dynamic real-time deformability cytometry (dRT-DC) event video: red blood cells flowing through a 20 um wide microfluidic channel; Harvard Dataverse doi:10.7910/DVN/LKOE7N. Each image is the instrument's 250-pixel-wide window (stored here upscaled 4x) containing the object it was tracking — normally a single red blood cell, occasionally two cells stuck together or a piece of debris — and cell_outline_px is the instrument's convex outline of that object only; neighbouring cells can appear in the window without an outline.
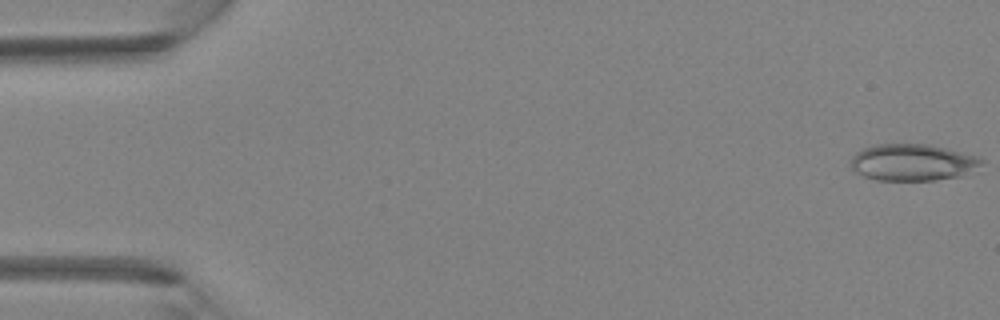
{"species": "Egyptian fruit bat (a non-hibernating species)", "species_latin": "Rousettus aegyptiacus", "temperature_condition": "room temperature", "stored_images_in_passage": 5, "camera_frame_rate_fps": 3000, "um_per_image_px": 0.085, "animal": {"sex": "female"}, "frame": {"image": 1, "passage_image": 1, "time_ms": 0.0, "image_size_px": [1000, 320], "cell_outline_px": [[984, 160], [980, 164], [960, 176], [936, 180], [876, 180], [864, 176], [856, 172], [852, 168], [852, 156], [856, 152], [864, 148], [876, 144], [928, 144], [976, 156]], "centroid_in_image_um": [77.52, 13.8], "position_along_channel_um": 7.5, "area_um2": 27.51}}